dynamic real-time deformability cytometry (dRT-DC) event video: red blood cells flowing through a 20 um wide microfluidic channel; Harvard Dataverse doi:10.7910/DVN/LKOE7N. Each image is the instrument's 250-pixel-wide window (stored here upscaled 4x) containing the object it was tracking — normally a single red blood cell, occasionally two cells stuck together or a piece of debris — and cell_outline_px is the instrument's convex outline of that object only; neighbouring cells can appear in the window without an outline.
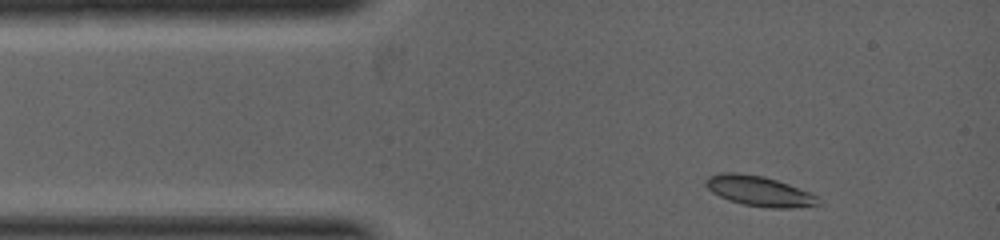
{"species": "common noctule bat (a hibernating species)", "species_latin": "Nyctalus noctula", "temperature_condition": "warm", "stored_images_in_passage": 4, "camera_frame_rate_fps": 5000, "um_per_image_px": 0.085, "animal": {"sex": "female", "body_mass_g": 19.0, "forearm_length_mm": 53.3}, "frame": {"image": 1, "passage_image": 1, "time_ms": 0.0, "image_size_px": [1000, 240], "cell_outline_px": [[824, 204], [788, 208], [768, 208], [744, 204], [728, 200], [712, 192], [704, 184], [704, 180], [708, 176], [720, 172], [740, 172], [764, 176], [788, 184], [808, 192], [816, 196]], "centroid_in_image_um": [64.5, 16.23], "position_along_channel_um": 20.5, "area_um2": 19.83}}